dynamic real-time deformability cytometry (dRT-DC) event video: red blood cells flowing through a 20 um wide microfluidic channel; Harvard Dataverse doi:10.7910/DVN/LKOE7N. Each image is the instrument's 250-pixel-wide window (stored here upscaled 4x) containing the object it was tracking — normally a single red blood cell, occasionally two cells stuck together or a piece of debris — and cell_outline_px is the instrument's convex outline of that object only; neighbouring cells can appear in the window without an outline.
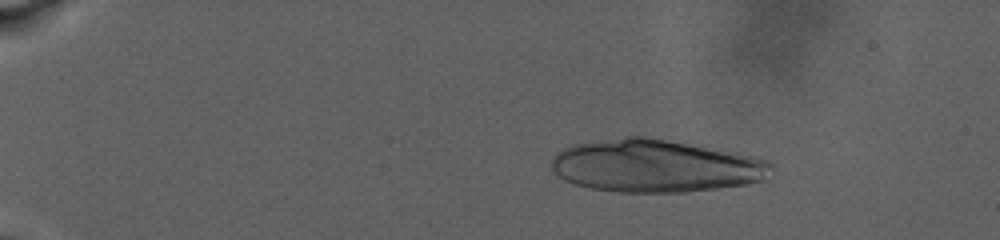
{"species": "human", "species_latin": "Homo sapiens", "temperature_condition": "warm", "stored_images_in_passage": 30, "camera_frame_rate_fps": 3000, "um_per_image_px": 0.085, "donor": {"sex": "male"}, "frame": {"image": 1, "passage_image": 7, "time_ms": 2.0, "image_size_px": [1000, 240], "cell_outline_px": [[772, 168], [768, 180], [748, 184], [684, 192], [620, 192], [592, 188], [576, 184], [564, 180], [552, 168], [552, 160], [556, 152], [572, 144], [628, 136], [644, 136], [736, 152], [756, 156], [772, 164]], "centroid_in_image_um": [55.75, 14.1], "position_along_channel_um": 29.2, "area_um2": 67.39}}